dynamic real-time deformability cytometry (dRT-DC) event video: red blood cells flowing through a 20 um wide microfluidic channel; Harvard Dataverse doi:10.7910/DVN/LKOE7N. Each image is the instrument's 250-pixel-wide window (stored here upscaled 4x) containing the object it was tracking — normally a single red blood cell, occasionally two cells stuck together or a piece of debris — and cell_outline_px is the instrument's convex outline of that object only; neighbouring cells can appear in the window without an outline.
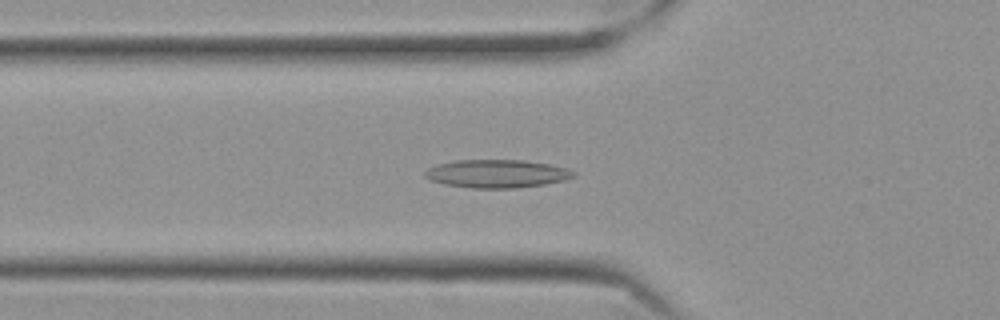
{"species": "Egyptian fruit bat (a non-hibernating species)", "species_latin": "Rousettus aegyptiacus", "temperature_condition": "cold", "stored_images_in_passage": 41, "camera_frame_rate_fps": 3000, "um_per_image_px": 0.085, "frame": {"image": 1, "passage_image": 4, "time_ms": 1.0, "image_size_px": [1000, 320], "cell_outline_px": [[576, 176], [564, 180], [544, 184], [512, 188], [472, 188], [444, 184], [432, 180], [424, 176], [424, 172], [428, 168], [436, 164], [456, 160], [524, 160], [548, 164], [564, 168], [576, 172]], "centroid_in_image_um": [42.21, 14.76], "position_along_channel_um": 83.6, "area_um2": 24.22}}
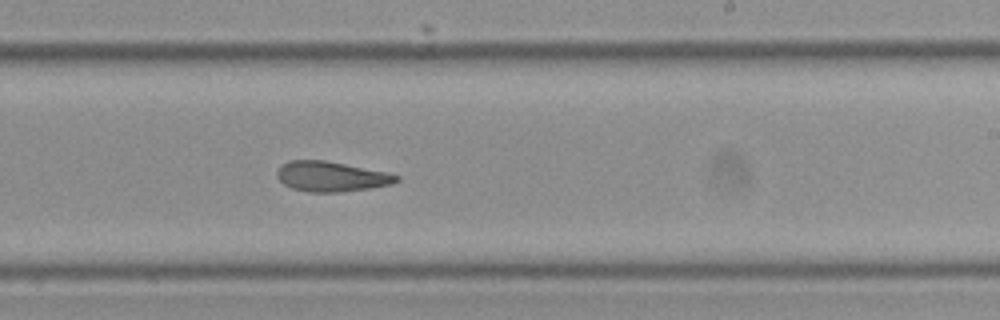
{"frame": {"image": 2, "passage_image": 19, "time_ms": 6.0, "image_size_px": [1000, 320], "cell_outline_px": [[400, 180], [392, 184], [368, 188], [340, 192], [308, 192], [292, 188], [284, 184], [276, 176], [276, 172], [288, 160], [324, 160], [388, 172], [400, 176]], "centroid_in_image_um": [28.17, 15.0], "position_along_channel_um": 260.8, "area_um2": 20.87}}
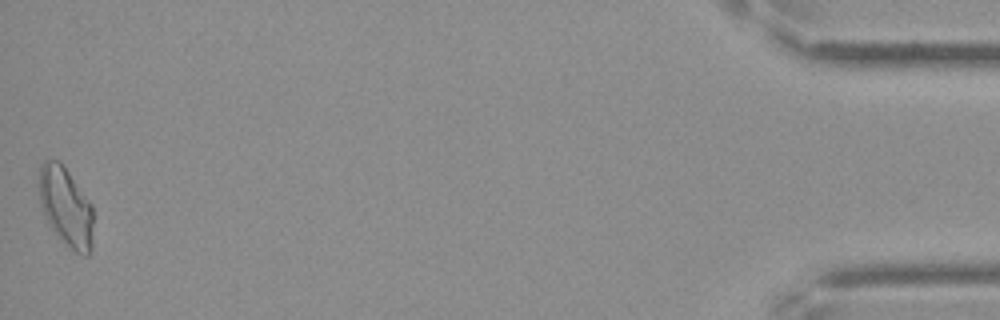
{"frame": {"image": 3, "passage_image": 41, "time_ms": 13.333, "image_size_px": [1000, 320], "cell_outline_px": [[92, 248], [88, 256], [84, 256], [76, 252], [56, 236], [44, 216], [40, 204], [40, 164], [44, 160], [56, 160], [68, 172], [92, 204]], "centroid_in_image_um": [5.6, 17.62], "position_along_channel_um": 429.6, "area_um2": 24.74}, "authors_computed_cell_mechanics": {"area_um2": 21.386, "velocity_mm_per_s": 3.526, "shape_relaxation_time_tau1_ms": null, "shape_relaxation_time_tau2_ms": 3.955, "deformation_change_tau1": null, "deformation_change_tau2": 0.1171}}